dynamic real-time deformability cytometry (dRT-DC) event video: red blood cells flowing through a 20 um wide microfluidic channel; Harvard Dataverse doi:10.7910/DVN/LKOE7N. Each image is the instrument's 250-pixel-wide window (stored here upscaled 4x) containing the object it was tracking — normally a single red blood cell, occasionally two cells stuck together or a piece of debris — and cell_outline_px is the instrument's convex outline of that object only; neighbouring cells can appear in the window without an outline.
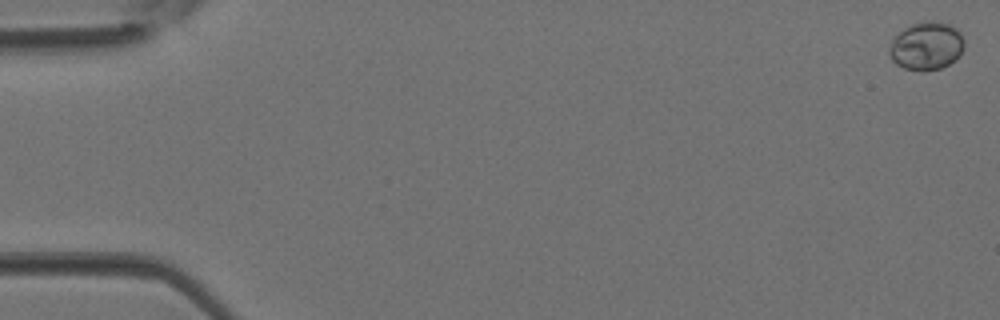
{"species": "Egyptian fruit bat (a non-hibernating species)", "species_latin": "Rousettus aegyptiacus", "temperature_condition": "room temperature", "stored_images_in_passage": 43, "camera_frame_rate_fps": 3000, "um_per_image_px": 0.085, "animal": {"sex": "female"}, "frame": {"image": 1, "passage_image": 1, "time_ms": 0.0, "image_size_px": [1000, 320], "cell_outline_px": [[964, 48], [960, 56], [956, 60], [940, 68], [924, 72], [920, 72], [904, 68], [896, 64], [892, 60], [888, 52], [888, 48], [892, 40], [904, 28], [912, 24], [928, 20], [932, 20], [948, 24], [956, 28], [960, 32], [964, 40]], "centroid_in_image_um": [78.75, 3.92], "position_along_channel_um": 6.2, "area_um2": 21.27}}
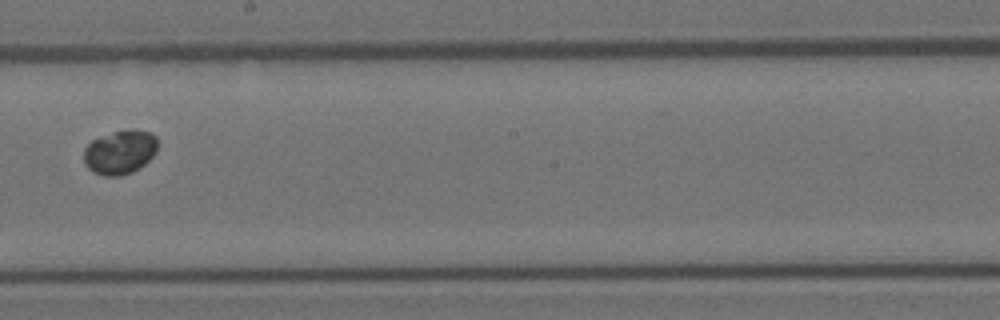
{"frame": {"image": 2, "passage_image": 25, "time_ms": 8.0, "image_size_px": [1000, 320], "cell_outline_px": [[156, 152], [144, 164], [132, 172], [120, 176], [104, 176], [92, 172], [84, 164], [84, 148], [92, 140], [116, 132], [148, 132], [156, 136]], "centroid_in_image_um": [10.15, 12.99], "position_along_channel_um": 238.0, "area_um2": 18.32}}
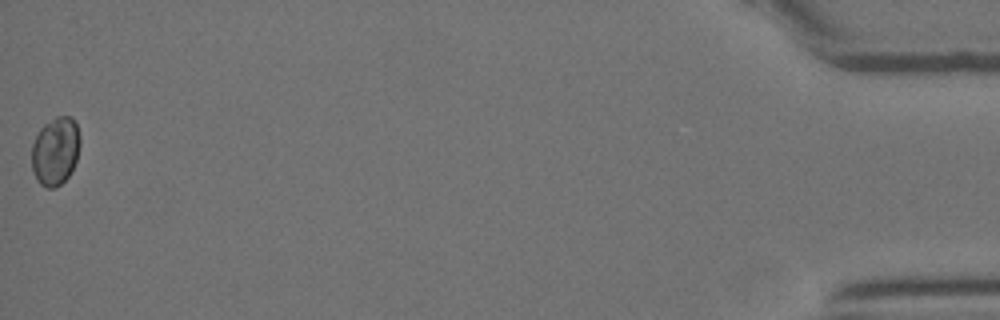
{"frame": {"image": 3, "passage_image": 43, "time_ms": 14.0, "image_size_px": [1000, 320], "cell_outline_px": [[80, 144], [76, 160], [68, 176], [56, 188], [48, 188], [40, 184], [36, 180], [32, 168], [32, 144], [40, 128], [44, 124], [56, 116], [72, 116], [76, 124], [80, 136]], "centroid_in_image_um": [4.7, 12.83], "position_along_channel_um": 430.5, "area_um2": 19.25}}